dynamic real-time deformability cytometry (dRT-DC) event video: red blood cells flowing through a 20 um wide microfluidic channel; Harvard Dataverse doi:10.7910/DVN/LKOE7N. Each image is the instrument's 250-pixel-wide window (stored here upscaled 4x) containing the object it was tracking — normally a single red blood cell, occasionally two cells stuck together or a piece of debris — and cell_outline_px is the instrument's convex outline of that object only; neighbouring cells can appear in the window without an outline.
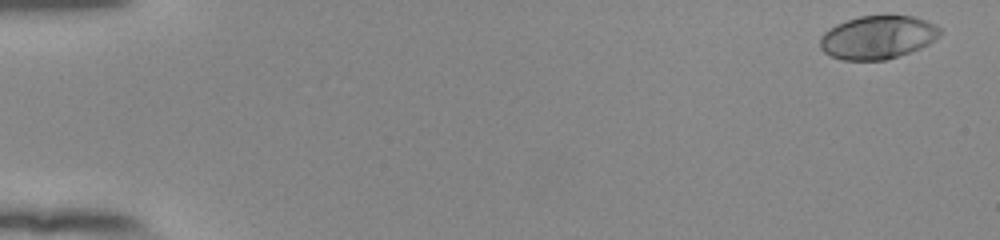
{"species": "human", "species_latin": "Homo sapiens", "temperature_condition": "room temperature", "stored_images_in_passage": 55, "camera_frame_rate_fps": 3000, "um_per_image_px": 0.085, "donor": {"sex": "female"}, "frame": {"image": 1, "passage_image": 2, "time_ms": 0.333, "image_size_px": [1000, 240], "cell_outline_px": [[940, 36], [928, 44], [920, 48], [884, 60], [844, 60], [832, 56], [824, 52], [820, 48], [820, 36], [824, 32], [836, 24], [860, 16], [888, 12], [912, 16], [936, 24], [940, 28]], "centroid_in_image_um": [74.61, 3.12], "position_along_channel_um": 10.4, "area_um2": 30.75}}
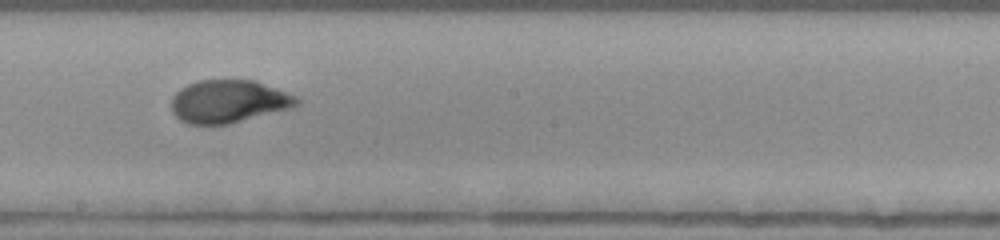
{"frame": {"image": 2, "passage_image": 32, "time_ms": 10.333, "image_size_px": [1000, 240], "cell_outline_px": [[300, 104], [292, 108], [228, 124], [188, 124], [180, 120], [172, 112], [172, 96], [180, 88], [188, 84], [200, 80], [256, 80], [296, 96], [300, 100]], "centroid_in_image_um": [19.44, 8.62], "position_along_channel_um": 228.8, "area_um2": 31.33}}
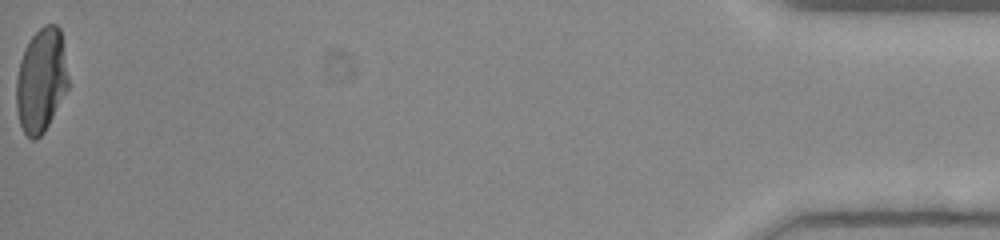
{"frame": {"image": 3, "passage_image": 55, "time_ms": 18.0, "image_size_px": [1000, 240], "cell_outline_px": [[68, 88], [44, 132], [36, 140], [32, 140], [24, 132], [20, 124], [16, 108], [16, 80], [20, 60], [24, 48], [32, 36], [44, 24], [56, 24], [60, 28], [68, 76]], "centroid_in_image_um": [3.49, 6.82], "position_along_channel_um": 431.7, "area_um2": 31.44}, "authors_computed_cell_mechanics": {"area_um2": 31.3276, "velocity_mm_per_s": 3.8321, "shape_relaxation_time_tau1_ms": 5.1134, "shape_relaxation_time_tau2_ms": null, "deformation_change_tau1": 0.2317, "deformation_change_tau2": null}}